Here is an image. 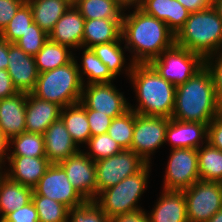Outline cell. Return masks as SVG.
I'll list each match as a JSON object with an SVG mask.
<instances>
[{
  "instance_id": "7402d4cb",
  "label": "cell",
  "mask_w": 222,
  "mask_h": 222,
  "mask_svg": "<svg viewBox=\"0 0 222 222\" xmlns=\"http://www.w3.org/2000/svg\"><path fill=\"white\" fill-rule=\"evenodd\" d=\"M139 8L163 21L174 34L185 24L190 14L177 0H142Z\"/></svg>"
},
{
  "instance_id": "ffe728a7",
  "label": "cell",
  "mask_w": 222,
  "mask_h": 222,
  "mask_svg": "<svg viewBox=\"0 0 222 222\" xmlns=\"http://www.w3.org/2000/svg\"><path fill=\"white\" fill-rule=\"evenodd\" d=\"M10 169L4 172L9 179L32 189L51 164L46 157L7 156ZM8 171V172H7Z\"/></svg>"
},
{
  "instance_id": "e575fe53",
  "label": "cell",
  "mask_w": 222,
  "mask_h": 222,
  "mask_svg": "<svg viewBox=\"0 0 222 222\" xmlns=\"http://www.w3.org/2000/svg\"><path fill=\"white\" fill-rule=\"evenodd\" d=\"M39 222H67L69 208L60 202L42 195H32Z\"/></svg>"
},
{
  "instance_id": "484cf974",
  "label": "cell",
  "mask_w": 222,
  "mask_h": 222,
  "mask_svg": "<svg viewBox=\"0 0 222 222\" xmlns=\"http://www.w3.org/2000/svg\"><path fill=\"white\" fill-rule=\"evenodd\" d=\"M26 2L31 7L34 22L48 35L71 6L66 0H26Z\"/></svg>"
},
{
  "instance_id": "603a6c76",
  "label": "cell",
  "mask_w": 222,
  "mask_h": 222,
  "mask_svg": "<svg viewBox=\"0 0 222 222\" xmlns=\"http://www.w3.org/2000/svg\"><path fill=\"white\" fill-rule=\"evenodd\" d=\"M148 216L150 222H188L183 191L162 190Z\"/></svg>"
},
{
  "instance_id": "5bb4252c",
  "label": "cell",
  "mask_w": 222,
  "mask_h": 222,
  "mask_svg": "<svg viewBox=\"0 0 222 222\" xmlns=\"http://www.w3.org/2000/svg\"><path fill=\"white\" fill-rule=\"evenodd\" d=\"M74 188L86 199L97 196L96 164L82 150L59 163Z\"/></svg>"
},
{
  "instance_id": "44dd1931",
  "label": "cell",
  "mask_w": 222,
  "mask_h": 222,
  "mask_svg": "<svg viewBox=\"0 0 222 222\" xmlns=\"http://www.w3.org/2000/svg\"><path fill=\"white\" fill-rule=\"evenodd\" d=\"M62 107L27 93L26 132L44 134L47 128L60 118Z\"/></svg>"
},
{
  "instance_id": "8d00e7d4",
  "label": "cell",
  "mask_w": 222,
  "mask_h": 222,
  "mask_svg": "<svg viewBox=\"0 0 222 222\" xmlns=\"http://www.w3.org/2000/svg\"><path fill=\"white\" fill-rule=\"evenodd\" d=\"M90 152H84L94 162L109 158L120 153L123 149L114 141L108 133L91 136L87 143Z\"/></svg>"
},
{
  "instance_id": "3957f363",
  "label": "cell",
  "mask_w": 222,
  "mask_h": 222,
  "mask_svg": "<svg viewBox=\"0 0 222 222\" xmlns=\"http://www.w3.org/2000/svg\"><path fill=\"white\" fill-rule=\"evenodd\" d=\"M218 99L210 71L204 66L176 86L172 119L209 124L216 117Z\"/></svg>"
},
{
  "instance_id": "b9f144b4",
  "label": "cell",
  "mask_w": 222,
  "mask_h": 222,
  "mask_svg": "<svg viewBox=\"0 0 222 222\" xmlns=\"http://www.w3.org/2000/svg\"><path fill=\"white\" fill-rule=\"evenodd\" d=\"M3 222H39L37 210L31 201L25 206L9 213Z\"/></svg>"
},
{
  "instance_id": "9f6ffc18",
  "label": "cell",
  "mask_w": 222,
  "mask_h": 222,
  "mask_svg": "<svg viewBox=\"0 0 222 222\" xmlns=\"http://www.w3.org/2000/svg\"><path fill=\"white\" fill-rule=\"evenodd\" d=\"M70 5H74L78 0H66Z\"/></svg>"
},
{
  "instance_id": "6da1fadb",
  "label": "cell",
  "mask_w": 222,
  "mask_h": 222,
  "mask_svg": "<svg viewBox=\"0 0 222 222\" xmlns=\"http://www.w3.org/2000/svg\"><path fill=\"white\" fill-rule=\"evenodd\" d=\"M123 13L122 38L132 54L130 62L148 64L175 43V34L161 20L146 14L139 7Z\"/></svg>"
},
{
  "instance_id": "52a82bcc",
  "label": "cell",
  "mask_w": 222,
  "mask_h": 222,
  "mask_svg": "<svg viewBox=\"0 0 222 222\" xmlns=\"http://www.w3.org/2000/svg\"><path fill=\"white\" fill-rule=\"evenodd\" d=\"M174 86L185 83L205 66V59L174 43L148 63Z\"/></svg>"
},
{
  "instance_id": "7c38bea8",
  "label": "cell",
  "mask_w": 222,
  "mask_h": 222,
  "mask_svg": "<svg viewBox=\"0 0 222 222\" xmlns=\"http://www.w3.org/2000/svg\"><path fill=\"white\" fill-rule=\"evenodd\" d=\"M32 195H42L62 203L69 209L84 204L87 200L69 182L66 171L58 163H51L44 176L33 188Z\"/></svg>"
},
{
  "instance_id": "836d02e7",
  "label": "cell",
  "mask_w": 222,
  "mask_h": 222,
  "mask_svg": "<svg viewBox=\"0 0 222 222\" xmlns=\"http://www.w3.org/2000/svg\"><path fill=\"white\" fill-rule=\"evenodd\" d=\"M134 124L135 111L129 109L124 114L112 119L107 133L123 150H130L133 139Z\"/></svg>"
},
{
  "instance_id": "f546056e",
  "label": "cell",
  "mask_w": 222,
  "mask_h": 222,
  "mask_svg": "<svg viewBox=\"0 0 222 222\" xmlns=\"http://www.w3.org/2000/svg\"><path fill=\"white\" fill-rule=\"evenodd\" d=\"M200 180L222 183V150L212 147L208 142L197 149Z\"/></svg>"
},
{
  "instance_id": "8fae6325",
  "label": "cell",
  "mask_w": 222,
  "mask_h": 222,
  "mask_svg": "<svg viewBox=\"0 0 222 222\" xmlns=\"http://www.w3.org/2000/svg\"><path fill=\"white\" fill-rule=\"evenodd\" d=\"M165 172L163 190L182 191L192 186L200 180L197 149H172Z\"/></svg>"
},
{
  "instance_id": "816d5d0a",
  "label": "cell",
  "mask_w": 222,
  "mask_h": 222,
  "mask_svg": "<svg viewBox=\"0 0 222 222\" xmlns=\"http://www.w3.org/2000/svg\"><path fill=\"white\" fill-rule=\"evenodd\" d=\"M212 7L216 10L218 16L222 19V0H213Z\"/></svg>"
},
{
  "instance_id": "d590c367",
  "label": "cell",
  "mask_w": 222,
  "mask_h": 222,
  "mask_svg": "<svg viewBox=\"0 0 222 222\" xmlns=\"http://www.w3.org/2000/svg\"><path fill=\"white\" fill-rule=\"evenodd\" d=\"M33 22L31 7L25 2L0 33V37L9 43H15L29 29Z\"/></svg>"
},
{
  "instance_id": "8992f818",
  "label": "cell",
  "mask_w": 222,
  "mask_h": 222,
  "mask_svg": "<svg viewBox=\"0 0 222 222\" xmlns=\"http://www.w3.org/2000/svg\"><path fill=\"white\" fill-rule=\"evenodd\" d=\"M150 166L147 164L138 173L103 190L93 201L110 219L118 215L142 210V207L138 206L137 203L148 186Z\"/></svg>"
},
{
  "instance_id": "ac0fdd59",
  "label": "cell",
  "mask_w": 222,
  "mask_h": 222,
  "mask_svg": "<svg viewBox=\"0 0 222 222\" xmlns=\"http://www.w3.org/2000/svg\"><path fill=\"white\" fill-rule=\"evenodd\" d=\"M45 155L50 163H60L75 155L80 147L72 140L61 118L54 121L43 134Z\"/></svg>"
},
{
  "instance_id": "7dc6e473",
  "label": "cell",
  "mask_w": 222,
  "mask_h": 222,
  "mask_svg": "<svg viewBox=\"0 0 222 222\" xmlns=\"http://www.w3.org/2000/svg\"><path fill=\"white\" fill-rule=\"evenodd\" d=\"M180 2L190 13L201 11L212 7L213 0H177Z\"/></svg>"
},
{
  "instance_id": "9c48e42d",
  "label": "cell",
  "mask_w": 222,
  "mask_h": 222,
  "mask_svg": "<svg viewBox=\"0 0 222 222\" xmlns=\"http://www.w3.org/2000/svg\"><path fill=\"white\" fill-rule=\"evenodd\" d=\"M97 195L125 179L141 171L146 163L132 150H123L109 158L95 162Z\"/></svg>"
},
{
  "instance_id": "681fc988",
  "label": "cell",
  "mask_w": 222,
  "mask_h": 222,
  "mask_svg": "<svg viewBox=\"0 0 222 222\" xmlns=\"http://www.w3.org/2000/svg\"><path fill=\"white\" fill-rule=\"evenodd\" d=\"M118 6H120L125 12L127 8H138L140 5L139 0H113ZM126 9V10H125Z\"/></svg>"
},
{
  "instance_id": "4dcf8cb0",
  "label": "cell",
  "mask_w": 222,
  "mask_h": 222,
  "mask_svg": "<svg viewBox=\"0 0 222 222\" xmlns=\"http://www.w3.org/2000/svg\"><path fill=\"white\" fill-rule=\"evenodd\" d=\"M85 20H122L124 10L113 0H78L74 4Z\"/></svg>"
},
{
  "instance_id": "ab89813d",
  "label": "cell",
  "mask_w": 222,
  "mask_h": 222,
  "mask_svg": "<svg viewBox=\"0 0 222 222\" xmlns=\"http://www.w3.org/2000/svg\"><path fill=\"white\" fill-rule=\"evenodd\" d=\"M215 59V60H214ZM205 67L210 71L218 100L222 99V51L205 58Z\"/></svg>"
},
{
  "instance_id": "1f68e13d",
  "label": "cell",
  "mask_w": 222,
  "mask_h": 222,
  "mask_svg": "<svg viewBox=\"0 0 222 222\" xmlns=\"http://www.w3.org/2000/svg\"><path fill=\"white\" fill-rule=\"evenodd\" d=\"M10 145H14V150L9 149ZM6 151V156L46 157L43 134L24 132L11 137Z\"/></svg>"
},
{
  "instance_id": "83f0119b",
  "label": "cell",
  "mask_w": 222,
  "mask_h": 222,
  "mask_svg": "<svg viewBox=\"0 0 222 222\" xmlns=\"http://www.w3.org/2000/svg\"><path fill=\"white\" fill-rule=\"evenodd\" d=\"M70 50V47L48 39L43 48L34 56L38 72L43 73L70 63L74 59Z\"/></svg>"
},
{
  "instance_id": "d6a6232c",
  "label": "cell",
  "mask_w": 222,
  "mask_h": 222,
  "mask_svg": "<svg viewBox=\"0 0 222 222\" xmlns=\"http://www.w3.org/2000/svg\"><path fill=\"white\" fill-rule=\"evenodd\" d=\"M123 38L118 41L107 42L93 46L91 49L95 55L107 66L110 73L116 78L125 68L124 48L121 46Z\"/></svg>"
},
{
  "instance_id": "74e56055",
  "label": "cell",
  "mask_w": 222,
  "mask_h": 222,
  "mask_svg": "<svg viewBox=\"0 0 222 222\" xmlns=\"http://www.w3.org/2000/svg\"><path fill=\"white\" fill-rule=\"evenodd\" d=\"M48 39L49 35L33 22L15 44L26 54L35 56Z\"/></svg>"
},
{
  "instance_id": "60d3db41",
  "label": "cell",
  "mask_w": 222,
  "mask_h": 222,
  "mask_svg": "<svg viewBox=\"0 0 222 222\" xmlns=\"http://www.w3.org/2000/svg\"><path fill=\"white\" fill-rule=\"evenodd\" d=\"M85 109L89 122L91 136L107 133V130L110 127L113 118L96 110H92L89 108Z\"/></svg>"
},
{
  "instance_id": "f907efd6",
  "label": "cell",
  "mask_w": 222,
  "mask_h": 222,
  "mask_svg": "<svg viewBox=\"0 0 222 222\" xmlns=\"http://www.w3.org/2000/svg\"><path fill=\"white\" fill-rule=\"evenodd\" d=\"M7 142L0 135V161L5 164L6 159Z\"/></svg>"
},
{
  "instance_id": "4fadbf2b",
  "label": "cell",
  "mask_w": 222,
  "mask_h": 222,
  "mask_svg": "<svg viewBox=\"0 0 222 222\" xmlns=\"http://www.w3.org/2000/svg\"><path fill=\"white\" fill-rule=\"evenodd\" d=\"M80 103L84 108L99 111L112 118L130 109V103L112 82L83 85Z\"/></svg>"
},
{
  "instance_id": "db71d44e",
  "label": "cell",
  "mask_w": 222,
  "mask_h": 222,
  "mask_svg": "<svg viewBox=\"0 0 222 222\" xmlns=\"http://www.w3.org/2000/svg\"><path fill=\"white\" fill-rule=\"evenodd\" d=\"M219 122L222 123V99L218 100V106L216 110V117H215Z\"/></svg>"
},
{
  "instance_id": "d6986e66",
  "label": "cell",
  "mask_w": 222,
  "mask_h": 222,
  "mask_svg": "<svg viewBox=\"0 0 222 222\" xmlns=\"http://www.w3.org/2000/svg\"><path fill=\"white\" fill-rule=\"evenodd\" d=\"M85 18L71 5L56 22L49 39L71 49H82Z\"/></svg>"
},
{
  "instance_id": "2e32d148",
  "label": "cell",
  "mask_w": 222,
  "mask_h": 222,
  "mask_svg": "<svg viewBox=\"0 0 222 222\" xmlns=\"http://www.w3.org/2000/svg\"><path fill=\"white\" fill-rule=\"evenodd\" d=\"M27 93L0 99V135L7 142L11 137L26 132Z\"/></svg>"
},
{
  "instance_id": "f6af8a7d",
  "label": "cell",
  "mask_w": 222,
  "mask_h": 222,
  "mask_svg": "<svg viewBox=\"0 0 222 222\" xmlns=\"http://www.w3.org/2000/svg\"><path fill=\"white\" fill-rule=\"evenodd\" d=\"M18 90L14 87L7 70L0 69V99L16 95Z\"/></svg>"
},
{
  "instance_id": "7a4b0ae2",
  "label": "cell",
  "mask_w": 222,
  "mask_h": 222,
  "mask_svg": "<svg viewBox=\"0 0 222 222\" xmlns=\"http://www.w3.org/2000/svg\"><path fill=\"white\" fill-rule=\"evenodd\" d=\"M124 69L136 92L137 104L130 109L144 116L171 118L176 86L161 77L149 64L129 63Z\"/></svg>"
},
{
  "instance_id": "c3c4849f",
  "label": "cell",
  "mask_w": 222,
  "mask_h": 222,
  "mask_svg": "<svg viewBox=\"0 0 222 222\" xmlns=\"http://www.w3.org/2000/svg\"><path fill=\"white\" fill-rule=\"evenodd\" d=\"M8 67V42L0 37V69Z\"/></svg>"
},
{
  "instance_id": "4316f807",
  "label": "cell",
  "mask_w": 222,
  "mask_h": 222,
  "mask_svg": "<svg viewBox=\"0 0 222 222\" xmlns=\"http://www.w3.org/2000/svg\"><path fill=\"white\" fill-rule=\"evenodd\" d=\"M60 118L78 147L88 143L91 132L86 109L80 102L62 108Z\"/></svg>"
},
{
  "instance_id": "f5cc1de1",
  "label": "cell",
  "mask_w": 222,
  "mask_h": 222,
  "mask_svg": "<svg viewBox=\"0 0 222 222\" xmlns=\"http://www.w3.org/2000/svg\"><path fill=\"white\" fill-rule=\"evenodd\" d=\"M207 222H222V209L217 211Z\"/></svg>"
},
{
  "instance_id": "11a10c76",
  "label": "cell",
  "mask_w": 222,
  "mask_h": 222,
  "mask_svg": "<svg viewBox=\"0 0 222 222\" xmlns=\"http://www.w3.org/2000/svg\"><path fill=\"white\" fill-rule=\"evenodd\" d=\"M4 164L0 161V178L4 175V171H5V165L3 166ZM4 169V171H2Z\"/></svg>"
},
{
  "instance_id": "ba28073f",
  "label": "cell",
  "mask_w": 222,
  "mask_h": 222,
  "mask_svg": "<svg viewBox=\"0 0 222 222\" xmlns=\"http://www.w3.org/2000/svg\"><path fill=\"white\" fill-rule=\"evenodd\" d=\"M186 198L188 222H207L222 209V183L198 180L182 190Z\"/></svg>"
},
{
  "instance_id": "ee69618b",
  "label": "cell",
  "mask_w": 222,
  "mask_h": 222,
  "mask_svg": "<svg viewBox=\"0 0 222 222\" xmlns=\"http://www.w3.org/2000/svg\"><path fill=\"white\" fill-rule=\"evenodd\" d=\"M207 142L212 147L222 150V123L216 118L208 124Z\"/></svg>"
},
{
  "instance_id": "f35d334b",
  "label": "cell",
  "mask_w": 222,
  "mask_h": 222,
  "mask_svg": "<svg viewBox=\"0 0 222 222\" xmlns=\"http://www.w3.org/2000/svg\"><path fill=\"white\" fill-rule=\"evenodd\" d=\"M67 222H110V218L93 200L69 209Z\"/></svg>"
},
{
  "instance_id": "bcb514c9",
  "label": "cell",
  "mask_w": 222,
  "mask_h": 222,
  "mask_svg": "<svg viewBox=\"0 0 222 222\" xmlns=\"http://www.w3.org/2000/svg\"><path fill=\"white\" fill-rule=\"evenodd\" d=\"M143 210L115 216L110 219V222H150L147 212Z\"/></svg>"
},
{
  "instance_id": "cb8c5ba5",
  "label": "cell",
  "mask_w": 222,
  "mask_h": 222,
  "mask_svg": "<svg viewBox=\"0 0 222 222\" xmlns=\"http://www.w3.org/2000/svg\"><path fill=\"white\" fill-rule=\"evenodd\" d=\"M122 38V20H85L82 48L118 41Z\"/></svg>"
},
{
  "instance_id": "d4e9b609",
  "label": "cell",
  "mask_w": 222,
  "mask_h": 222,
  "mask_svg": "<svg viewBox=\"0 0 222 222\" xmlns=\"http://www.w3.org/2000/svg\"><path fill=\"white\" fill-rule=\"evenodd\" d=\"M33 189L12 181L6 175L0 178V214L4 219L9 213L32 201Z\"/></svg>"
},
{
  "instance_id": "f1b7e54d",
  "label": "cell",
  "mask_w": 222,
  "mask_h": 222,
  "mask_svg": "<svg viewBox=\"0 0 222 222\" xmlns=\"http://www.w3.org/2000/svg\"><path fill=\"white\" fill-rule=\"evenodd\" d=\"M82 63L81 66L78 64L77 59V68L79 71L80 79L85 85V80L82 76L87 75V83H110L113 82L115 77L110 73L107 66L95 55L91 48H85L83 51Z\"/></svg>"
},
{
  "instance_id": "e0dca14e",
  "label": "cell",
  "mask_w": 222,
  "mask_h": 222,
  "mask_svg": "<svg viewBox=\"0 0 222 222\" xmlns=\"http://www.w3.org/2000/svg\"><path fill=\"white\" fill-rule=\"evenodd\" d=\"M208 125L200 122H182L170 118L166 129V141L171 149H199L207 143Z\"/></svg>"
},
{
  "instance_id": "7bdbcfd3",
  "label": "cell",
  "mask_w": 222,
  "mask_h": 222,
  "mask_svg": "<svg viewBox=\"0 0 222 222\" xmlns=\"http://www.w3.org/2000/svg\"><path fill=\"white\" fill-rule=\"evenodd\" d=\"M26 0H0V33Z\"/></svg>"
},
{
  "instance_id": "9a60e30c",
  "label": "cell",
  "mask_w": 222,
  "mask_h": 222,
  "mask_svg": "<svg viewBox=\"0 0 222 222\" xmlns=\"http://www.w3.org/2000/svg\"><path fill=\"white\" fill-rule=\"evenodd\" d=\"M18 92L31 93L38 79L34 56L26 54L15 43L8 42V67L6 69Z\"/></svg>"
},
{
  "instance_id": "277c9868",
  "label": "cell",
  "mask_w": 222,
  "mask_h": 222,
  "mask_svg": "<svg viewBox=\"0 0 222 222\" xmlns=\"http://www.w3.org/2000/svg\"><path fill=\"white\" fill-rule=\"evenodd\" d=\"M175 43L204 59L222 50V19L213 7L189 14Z\"/></svg>"
},
{
  "instance_id": "30bf717a",
  "label": "cell",
  "mask_w": 222,
  "mask_h": 222,
  "mask_svg": "<svg viewBox=\"0 0 222 222\" xmlns=\"http://www.w3.org/2000/svg\"><path fill=\"white\" fill-rule=\"evenodd\" d=\"M170 118L144 116L135 112V124L130 150L150 164L151 155L166 142V129Z\"/></svg>"
},
{
  "instance_id": "5b68a950",
  "label": "cell",
  "mask_w": 222,
  "mask_h": 222,
  "mask_svg": "<svg viewBox=\"0 0 222 222\" xmlns=\"http://www.w3.org/2000/svg\"><path fill=\"white\" fill-rule=\"evenodd\" d=\"M83 83L74 59L61 67L39 73L34 96L61 106L62 108L80 102Z\"/></svg>"
}]
</instances>
